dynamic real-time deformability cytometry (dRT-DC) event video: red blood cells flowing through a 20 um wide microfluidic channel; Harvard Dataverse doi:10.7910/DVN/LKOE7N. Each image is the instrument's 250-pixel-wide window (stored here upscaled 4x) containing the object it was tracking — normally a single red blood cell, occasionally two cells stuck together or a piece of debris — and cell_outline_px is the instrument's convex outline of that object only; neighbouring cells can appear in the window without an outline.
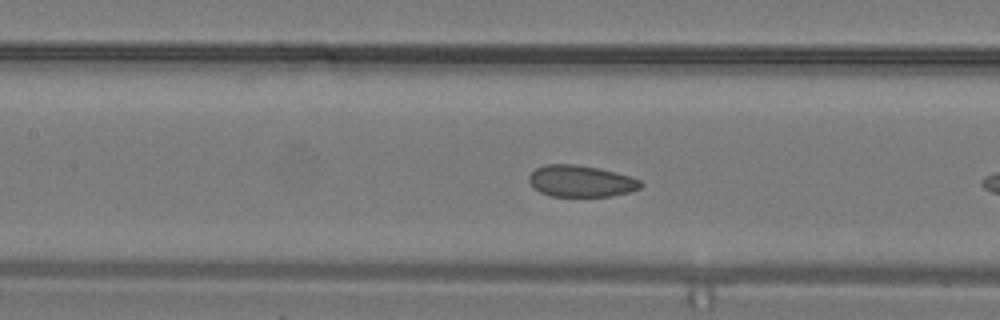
{"species": "common noctule bat (a hibernating species)", "species_latin": "Nyctalus noctula", "temperature_condition": "warm", "stored_images_in_passage": 10, "camera_frame_rate_fps": 3000, "um_per_image_px": 0.085, "animal": {"sex": "male", "body_mass_g": 19.2, "forearm_length_mm": 51.8}, "frame": {"image": 1, "passage_image": 9, "time_ms": 2.667, "image_size_px": [1000, 320], "cell_outline_px": [[644, 184], [640, 188], [628, 192], [612, 196], [552, 196], [540, 192], [528, 180], [528, 176], [536, 168], [544, 164], [576, 164], [596, 168], [628, 176], [640, 180]], "centroid_in_image_um": [49.36, 15.39], "position_along_channel_um": 158.0, "area_um2": 20.29}}